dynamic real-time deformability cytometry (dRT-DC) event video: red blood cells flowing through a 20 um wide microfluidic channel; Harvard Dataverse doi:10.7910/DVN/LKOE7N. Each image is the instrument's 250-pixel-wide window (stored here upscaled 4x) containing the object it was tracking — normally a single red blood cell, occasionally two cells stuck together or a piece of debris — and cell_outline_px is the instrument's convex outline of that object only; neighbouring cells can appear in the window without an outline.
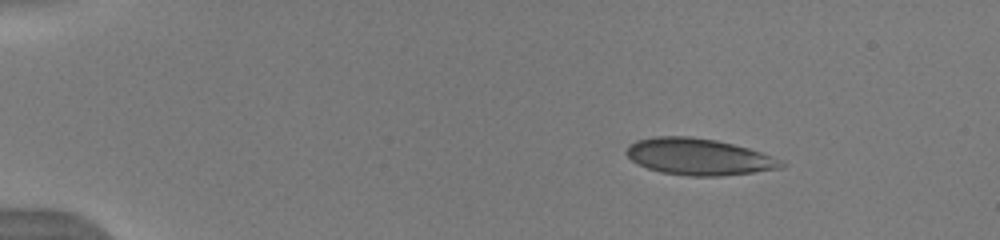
{"species": "human", "species_latin": "Homo sapiens", "temperature_condition": "warm", "stored_images_in_passage": 44, "camera_frame_rate_fps": 3000, "um_per_image_px": 0.085, "donor": {"sex": "male"}, "frame": {"image": 1, "passage_image": 1, "time_ms": 0.0, "image_size_px": [1000, 240], "cell_outline_px": [[788, 164], [780, 168], [752, 172], [720, 176], [688, 176], [660, 172], [648, 168], [632, 160], [624, 152], [628, 144], [636, 140], [656, 136], [692, 136], [716, 140], [748, 148], [760, 152], [780, 160]], "centroid_in_image_um": [59.35, 13.32], "position_along_channel_um": 25.7, "area_um2": 32.89}}
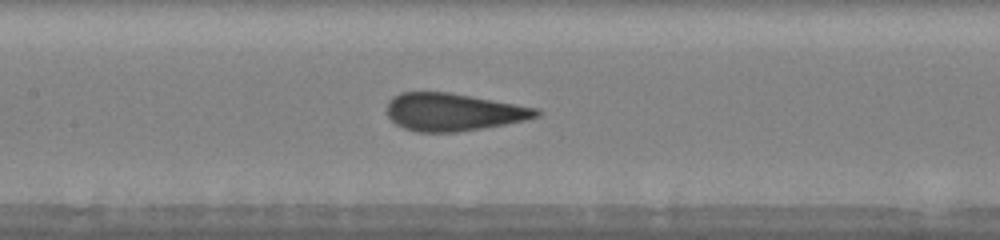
{"frame": {"image": 2, "passage_image": 19, "time_ms": 6.0, "image_size_px": [1000, 240], "cell_outline_px": [[540, 116], [524, 120], [484, 128], [456, 132], [420, 132], [404, 128], [396, 124], [388, 116], [388, 100], [392, 96], [400, 92], [448, 92], [540, 108]], "centroid_in_image_um": [38.53, 9.52], "position_along_channel_um": 168.9, "area_um2": 32.71}}
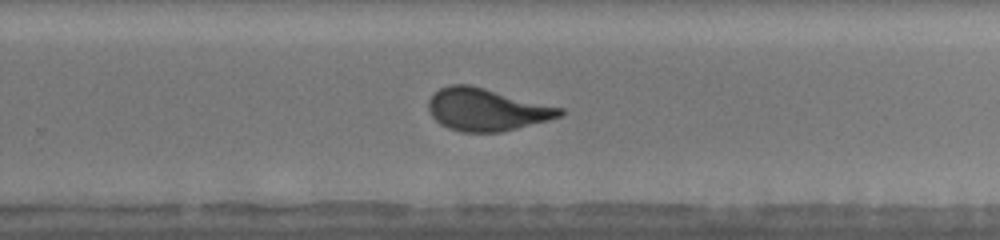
{"frame": {"image": 3, "passage_image": 28, "time_ms": 9.0, "image_size_px": [1000, 240], "cell_outline_px": [[564, 112], [560, 116], [548, 120], [500, 132], [460, 132], [448, 128], [440, 124], [432, 116], [428, 108], [428, 100], [440, 88], [452, 84], [472, 84], [564, 108]], "centroid_in_image_um": [41.36, 9.3], "position_along_channel_um": 288.4, "area_um2": 32.54}, "authors_computed_cell_mechanics": {"area_um2": 32.8882, "velocity_mm_per_s": 4.0064, "shape_relaxation_time_tau1_ms": 5.3503, "shape_relaxation_time_tau2_ms": null, "deformation_change_tau1": 0.1742, "deformation_change_tau2": null}}